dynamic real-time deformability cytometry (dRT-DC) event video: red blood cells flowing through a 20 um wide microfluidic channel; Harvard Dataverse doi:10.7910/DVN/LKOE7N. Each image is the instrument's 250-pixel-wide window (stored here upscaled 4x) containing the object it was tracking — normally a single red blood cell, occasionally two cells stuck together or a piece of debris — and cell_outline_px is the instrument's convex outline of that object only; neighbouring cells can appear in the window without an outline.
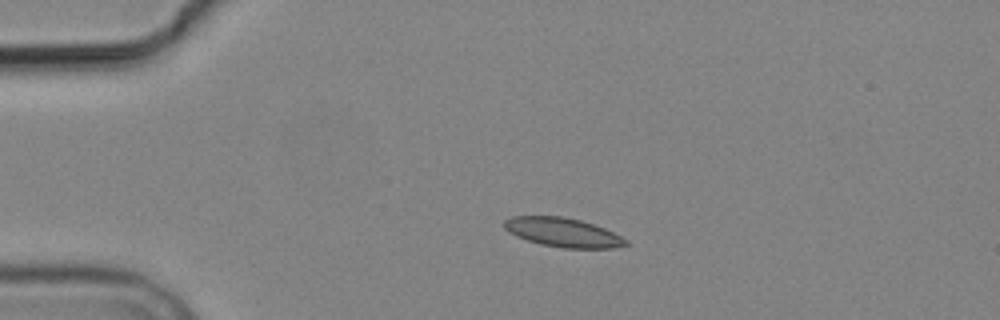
{"species": "common noctule bat (a hibernating species)", "species_latin": "Nyctalus noctula", "temperature_condition": "cold", "stored_images_in_passage": 5, "camera_frame_rate_fps": 3000, "um_per_image_px": 0.085, "animal": {"sex": "male", "body_mass_g": 19.2, "forearm_length_mm": 51.8}, "frame": {"image": 1, "passage_image": 4, "time_ms": 3.667, "image_size_px": [1000, 320], "cell_outline_px": [[628, 244], [616, 248], [564, 248], [540, 244], [516, 236], [508, 232], [504, 228], [504, 220], [512, 216], [560, 216], [580, 220], [604, 228], [628, 240]], "centroid_in_image_um": [47.83, 19.75], "position_along_channel_um": 37.2, "area_um2": 20.52}}